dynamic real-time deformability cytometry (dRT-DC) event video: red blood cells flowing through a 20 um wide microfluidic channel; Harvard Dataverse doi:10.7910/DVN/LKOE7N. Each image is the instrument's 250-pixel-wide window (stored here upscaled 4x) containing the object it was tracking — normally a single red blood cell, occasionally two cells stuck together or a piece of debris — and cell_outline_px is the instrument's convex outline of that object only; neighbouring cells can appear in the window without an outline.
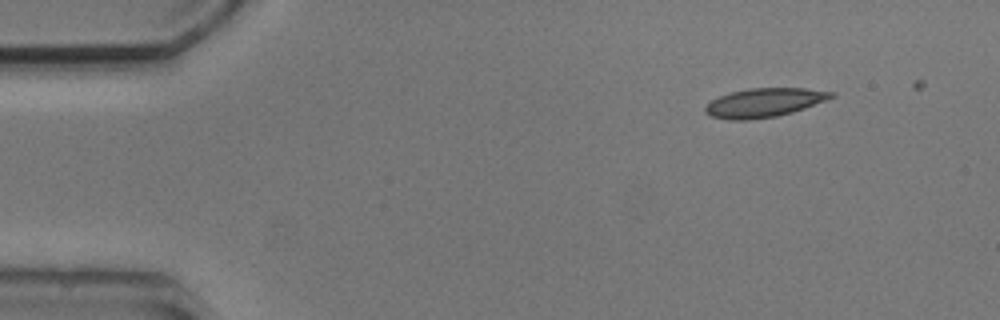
{"species": "common noctule bat (a hibernating species)", "species_latin": "Nyctalus noctula", "temperature_condition": "cold", "stored_images_in_passage": 4, "camera_frame_rate_fps": 3000, "um_per_image_px": 0.085, "animal": {"sex": "male", "body_mass_g": 20.5, "forearm_length_mm": 52.5}, "frame": {"image": 1, "passage_image": 1, "time_ms": 0.0, "image_size_px": [1000, 320], "cell_outline_px": [[836, 96], [804, 108], [792, 112], [776, 116], [748, 120], [728, 120], [708, 116], [704, 112], [704, 108], [712, 100], [720, 96], [732, 92], [748, 88], [804, 88], [836, 92]], "centroid_in_image_um": [64.94, 8.73], "position_along_channel_um": 20.1, "area_um2": 21.21}}